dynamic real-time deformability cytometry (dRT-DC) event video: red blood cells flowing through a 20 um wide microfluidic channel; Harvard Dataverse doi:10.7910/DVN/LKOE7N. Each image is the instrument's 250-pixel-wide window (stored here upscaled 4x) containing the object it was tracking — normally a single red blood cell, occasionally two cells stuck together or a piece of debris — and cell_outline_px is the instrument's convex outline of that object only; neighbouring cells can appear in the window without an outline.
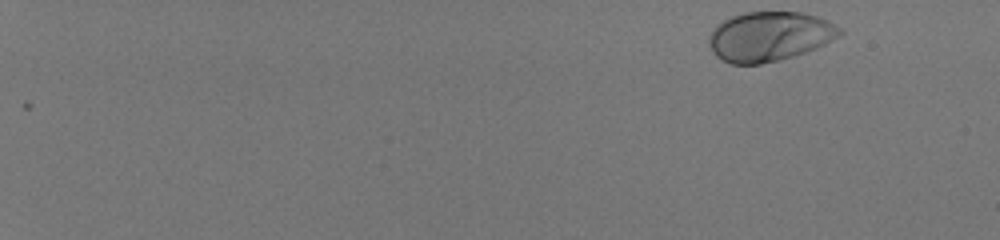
{"species": "human", "species_latin": "Homo sapiens", "temperature_condition": "room temperature", "stored_images_in_passage": 51, "camera_frame_rate_fps": 3000, "um_per_image_px": 0.085, "donor": {"sex": "male"}, "frame": {"image": 1, "passage_image": 1, "time_ms": 0.0, "image_size_px": [1000, 240], "cell_outline_px": [[844, 32], [840, 36], [816, 48], [780, 60], [760, 64], [732, 64], [716, 56], [708, 44], [708, 36], [716, 24], [732, 16], [744, 12], [800, 12], [816, 16], [828, 20], [844, 28]], "centroid_in_image_um": [65.42, 3.08], "position_along_channel_um": 19.6, "area_um2": 37.97}}
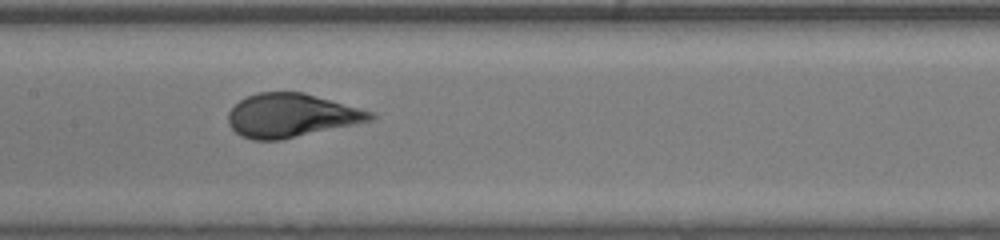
{"frame": {"image": 2, "passage_image": 29, "time_ms": 9.333, "image_size_px": [1000, 240], "cell_outline_px": [[376, 116], [372, 120], [280, 140], [252, 140], [240, 136], [228, 124], [228, 112], [240, 100], [248, 96], [260, 92], [304, 92], [376, 112]], "centroid_in_image_um": [24.76, 9.81], "position_along_channel_um": 182.6, "area_um2": 36.07}}
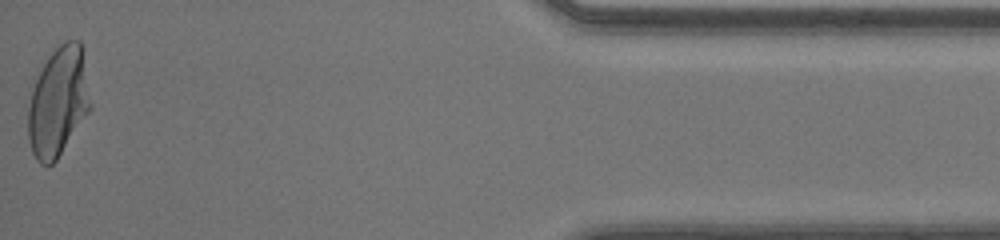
{"frame": {"image": 3, "passage_image": 51, "time_ms": 16.667, "image_size_px": [1000, 240], "cell_outline_px": [[92, 108], [56, 160], [48, 168], [40, 164], [36, 160], [32, 152], [28, 140], [28, 108], [32, 92], [36, 80], [48, 56], [64, 40], [80, 40], [84, 48], [92, 104]], "centroid_in_image_um": [4.99, 8.65], "position_along_channel_um": 430.2, "area_um2": 40.23}, "authors_computed_cell_mechanics": {"area_um2": 36.703, "velocity_mm_per_s": 4.1112, "shape_relaxation_time_tau1_ms": 3.0386, "shape_relaxation_time_tau2_ms": null, "deformation_change_tau1": 0.1875, "deformation_change_tau2": null}}